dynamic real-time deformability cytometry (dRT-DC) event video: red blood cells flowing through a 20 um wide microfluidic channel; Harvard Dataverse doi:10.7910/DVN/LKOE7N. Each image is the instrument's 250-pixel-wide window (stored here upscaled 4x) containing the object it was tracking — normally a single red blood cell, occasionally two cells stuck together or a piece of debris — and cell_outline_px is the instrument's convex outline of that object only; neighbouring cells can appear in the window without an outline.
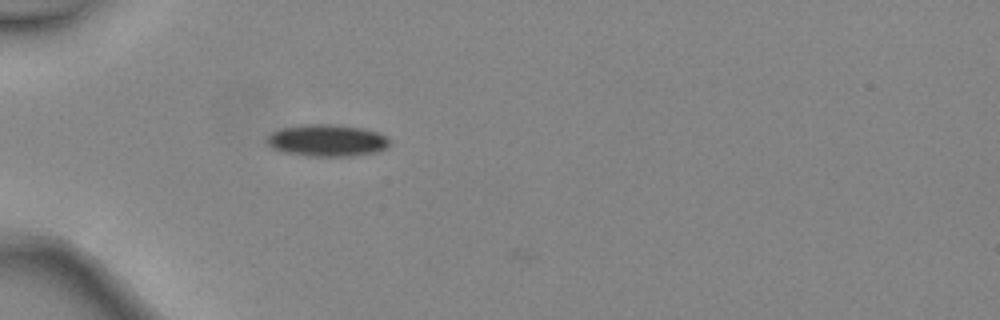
{"species": "common noctule bat (a hibernating species)", "species_latin": "Nyctalus noctula", "temperature_condition": "warm", "stored_images_in_passage": 32, "camera_frame_rate_fps": 3000, "um_per_image_px": 0.085, "animal": {"sex": "female", "body_mass_g": 24.6, "forearm_length_mm": 56.2}, "frame": {"image": 1, "passage_image": 1, "time_ms": 0.0, "image_size_px": [1000, 320], "cell_outline_px": [[392, 144], [388, 148], [380, 152], [352, 156], [308, 156], [280, 152], [272, 148], [264, 140], [272, 132], [280, 128], [300, 124], [332, 124], [364, 128], [380, 132], [388, 136], [392, 140]], "centroid_in_image_um": [27.85, 11.94], "position_along_channel_um": 57.1, "area_um2": 23.64}}
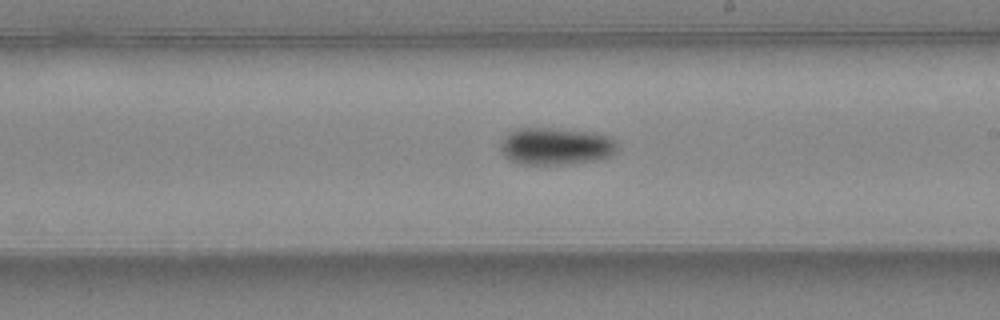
{"frame": {"image": 2, "passage_image": 14, "time_ms": 4.333, "image_size_px": [1000, 320], "cell_outline_px": [[620, 148], [612, 156], [596, 160], [572, 164], [520, 164], [504, 156], [500, 148], [500, 140], [508, 132], [516, 128], [552, 128], [596, 132], [612, 136], [616, 140]], "centroid_in_image_um": [47.3, 12.42], "position_along_channel_um": 241.7, "area_um2": 26.01}}
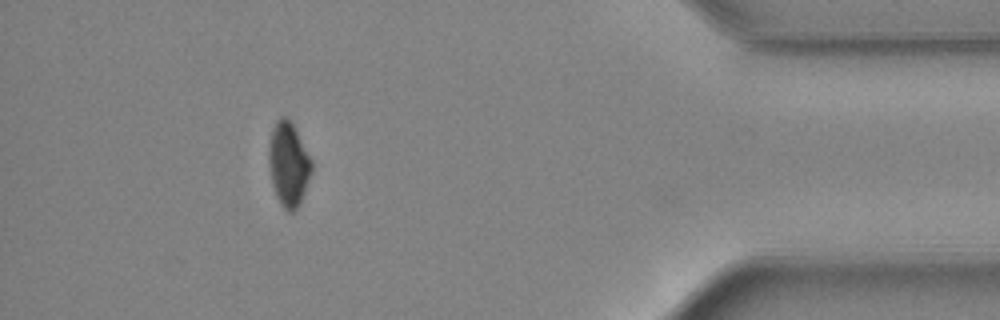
{"frame": {"image": 3, "passage_image": 28, "time_ms": 9.0, "image_size_px": [1000, 320], "cell_outline_px": [[312, 172], [300, 204], [292, 212], [288, 212], [280, 204], [276, 196], [272, 180], [268, 156], [268, 148], [272, 132], [276, 120], [280, 116], [288, 116], [312, 160]], "centroid_in_image_um": [24.53, 13.95], "position_along_channel_um": 410.7, "area_um2": 20.81}, "authors_computed_cell_mechanics": {"area_um2": 23.6402, "velocity_mm_per_s": 4.5633, "shape_relaxation_time_tau1_ms": 2.8707, "shape_relaxation_time_tau2_ms": null, "deformation_change_tau1": 0.1037, "deformation_change_tau2": null}}